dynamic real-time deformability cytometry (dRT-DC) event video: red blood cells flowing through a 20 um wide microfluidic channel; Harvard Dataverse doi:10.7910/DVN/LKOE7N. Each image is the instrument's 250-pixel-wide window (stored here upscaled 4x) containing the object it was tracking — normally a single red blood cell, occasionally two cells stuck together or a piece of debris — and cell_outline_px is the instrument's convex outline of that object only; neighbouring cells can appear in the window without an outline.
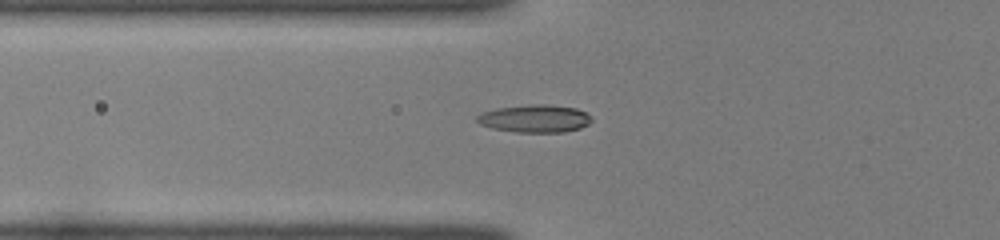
{"species": "common noctule bat (a hibernating species)", "species_latin": "Nyctalus noctula", "temperature_condition": "room temperature", "stored_images_in_passage": 33, "camera_frame_rate_fps": 3000, "um_per_image_px": 0.085, "animal": {"sex": "female", "body_mass_g": 22.0, "forearm_length_mm": 56.7}, "frame": {"image": 1, "passage_image": 2, "time_ms": 0.333, "image_size_px": [1000, 240], "cell_outline_px": [[592, 120], [588, 124], [580, 128], [564, 132], [516, 132], [492, 128], [480, 124], [476, 120], [476, 116], [480, 112], [496, 108], [532, 104], [544, 104], [576, 108], [592, 116]], "centroid_in_image_um": [45.44, 10.07], "position_along_channel_um": 80.4, "area_um2": 18.55}}
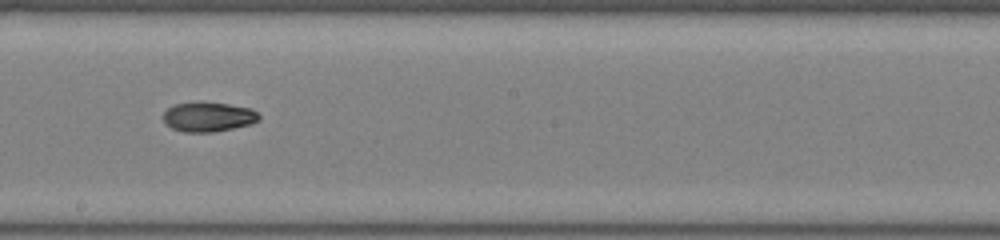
{"frame": {"image": 2, "passage_image": 13, "time_ms": 4.0, "image_size_px": [1000, 240], "cell_outline_px": [[260, 120], [252, 124], [212, 132], [184, 132], [172, 128], [164, 120], [164, 112], [168, 108], [176, 104], [196, 100], [204, 100], [252, 108], [260, 116]], "centroid_in_image_um": [17.73, 9.9], "position_along_channel_um": 230.5, "area_um2": 16.82}}
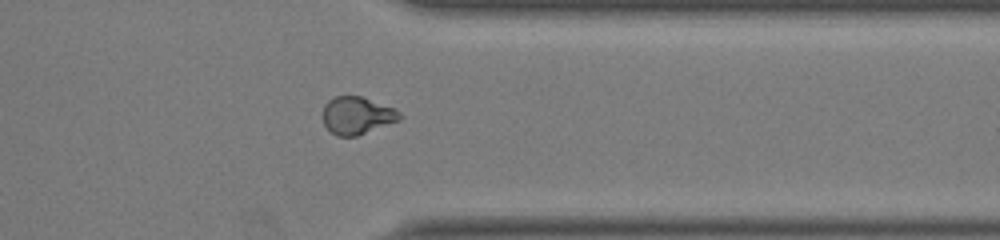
{"frame": {"image": 3, "passage_image": 24, "time_ms": 7.667, "image_size_px": [1000, 240], "cell_outline_px": [[400, 120], [356, 136], [336, 136], [324, 124], [324, 104], [328, 100], [336, 96], [360, 96], [396, 108], [400, 112]], "centroid_in_image_um": [30.36, 9.81], "position_along_channel_um": 381.0, "area_um2": 16.65}, "authors_computed_cell_mechanics": {"area_um2": 16.8198, "velocity_mm_per_s": 4.1006, "shape_relaxation_time_tau1_ms": 5.1213, "shape_relaxation_time_tau2_ms": null, "deformation_change_tau1": 0.1843, "deformation_change_tau2": null}}